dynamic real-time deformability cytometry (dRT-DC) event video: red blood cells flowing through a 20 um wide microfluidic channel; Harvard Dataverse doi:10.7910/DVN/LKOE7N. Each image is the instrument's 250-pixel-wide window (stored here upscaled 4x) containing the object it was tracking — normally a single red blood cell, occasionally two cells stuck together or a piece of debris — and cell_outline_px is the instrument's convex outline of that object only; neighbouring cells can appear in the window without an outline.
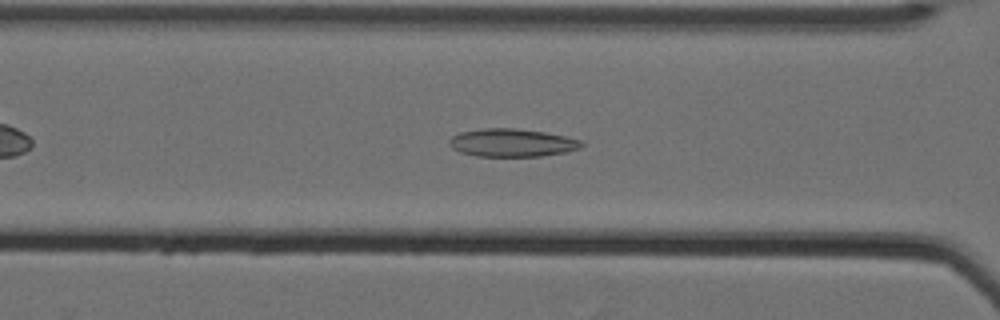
{"species": "Egyptian fruit bat (a non-hibernating species)", "species_latin": "Rousettus aegyptiacus", "temperature_condition": "cold", "stored_images_in_passage": 45, "camera_frame_rate_fps": 3000, "um_per_image_px": 0.085, "animal": {"sex": "female"}, "frame": {"image": 1, "passage_image": 13, "time_ms": 4.0, "image_size_px": [1000, 320], "cell_outline_px": [[584, 144], [580, 148], [564, 152], [540, 156], [476, 156], [460, 152], [452, 148], [448, 144], [448, 140], [452, 136], [460, 132], [484, 128], [516, 128], [544, 132], [564, 136], [580, 140]], "centroid_in_image_um": [43.47, 12.13], "position_along_channel_um": 123.1, "area_um2": 21.5}}
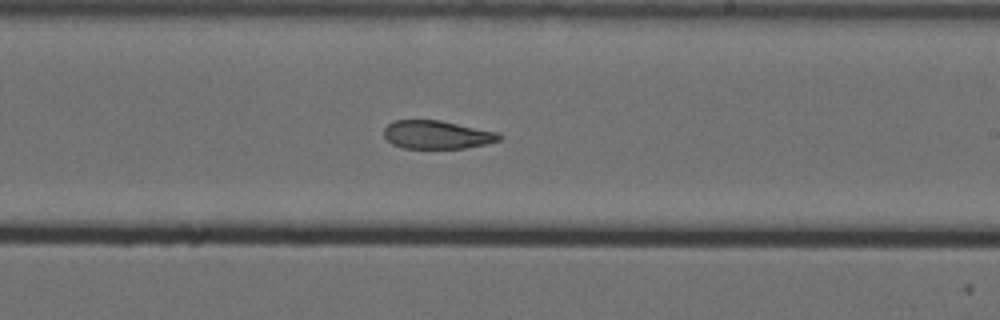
{"frame": {"image": 2, "passage_image": 24, "time_ms": 7.667, "image_size_px": [1000, 320], "cell_outline_px": [[504, 136], [500, 140], [484, 144], [464, 148], [400, 148], [392, 144], [384, 136], [384, 128], [392, 120], [440, 120], [500, 132]], "centroid_in_image_um": [37.15, 11.44], "position_along_channel_um": 251.8, "area_um2": 19.19}}
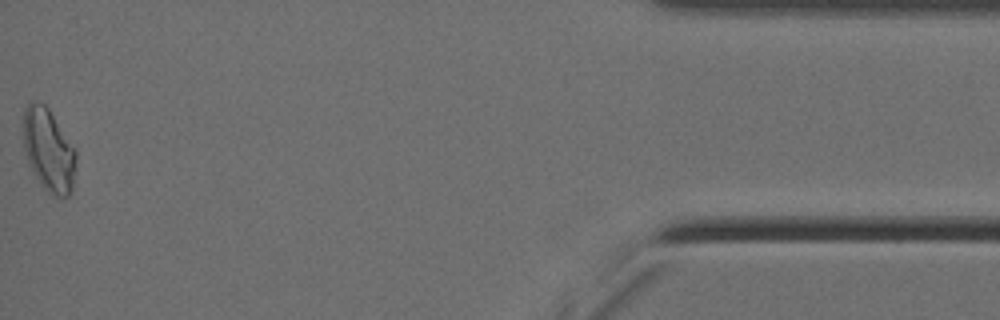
{"frame": {"image": 3, "passage_image": 45, "time_ms": 14.667, "image_size_px": [1000, 320], "cell_outline_px": [[76, 160], [72, 192], [68, 196], [60, 200], [52, 196], [40, 184], [28, 160], [24, 148], [24, 108], [28, 104], [36, 100], [44, 104], [48, 108], [76, 148]], "centroid_in_image_um": [4.17, 12.8], "position_along_channel_um": 431.0, "area_um2": 25.61}, "authors_computed_cell_mechanics": {"area_um2": 21.386, "velocity_mm_per_s": 3.509, "shape_relaxation_time_tau1_ms": null, "shape_relaxation_time_tau2_ms": 4.9262, "deformation_change_tau1": null, "deformation_change_tau2": 0.1218}}